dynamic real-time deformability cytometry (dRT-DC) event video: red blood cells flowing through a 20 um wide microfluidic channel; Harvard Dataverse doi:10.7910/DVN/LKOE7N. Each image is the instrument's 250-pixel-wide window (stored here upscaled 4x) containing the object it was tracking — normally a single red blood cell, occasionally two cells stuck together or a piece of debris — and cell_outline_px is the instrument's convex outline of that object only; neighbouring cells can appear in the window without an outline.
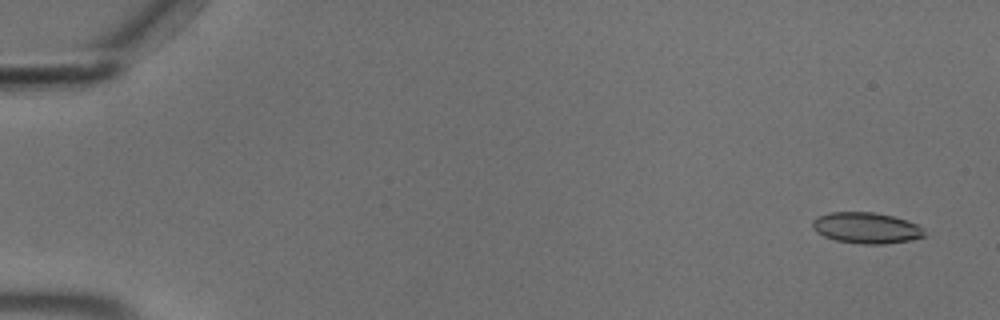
{"species": "common noctule bat (a hibernating species)", "species_latin": "Nyctalus noctula", "temperature_condition": "cold", "stored_images_in_passage": 56, "camera_frame_rate_fps": 3000, "um_per_image_px": 0.085, "animal": {"sex": "male", "body_mass_g": 18.8}, "frame": {"image": 1, "passage_image": 3, "time_ms": 0.667, "image_size_px": [1000, 320], "cell_outline_px": [[928, 236], [912, 240], [884, 244], [864, 244], [836, 240], [824, 236], [816, 232], [812, 228], [812, 220], [828, 212], [872, 212], [892, 216], [916, 224], [924, 228]], "centroid_in_image_um": [73.66, 19.38], "position_along_channel_um": 11.3, "area_um2": 20.29}}
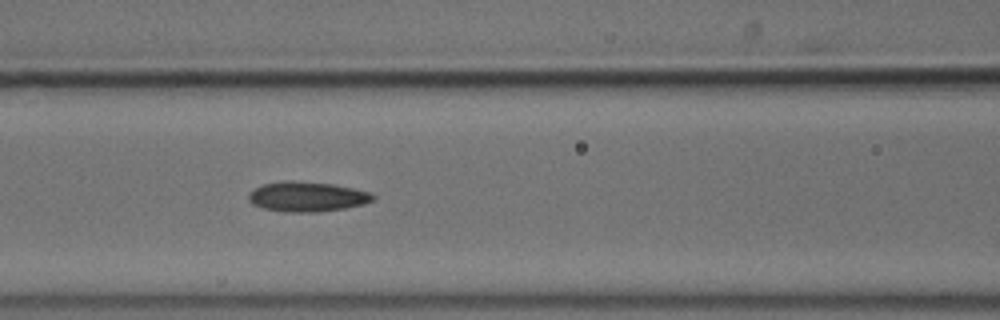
{"frame": {"image": 2, "passage_image": 25, "time_ms": 8.0, "image_size_px": [1000, 320], "cell_outline_px": [[376, 196], [372, 200], [364, 204], [344, 208], [316, 212], [284, 212], [264, 208], [252, 204], [248, 200], [248, 196], [256, 188], [264, 184], [332, 184], [372, 192]], "centroid_in_image_um": [26.17, 16.78], "position_along_channel_um": 140.4, "area_um2": 20.52}}
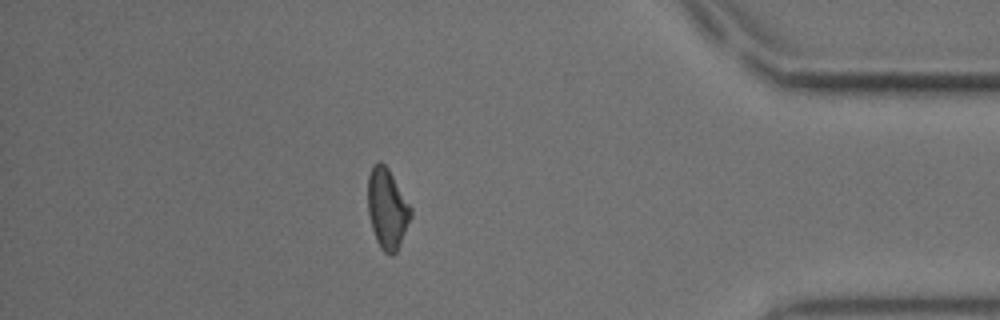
{"frame": {"image": 3, "passage_image": 49, "time_ms": 16.0, "image_size_px": [1000, 320], "cell_outline_px": [[412, 216], [400, 244], [396, 252], [392, 256], [388, 256], [380, 248], [376, 240], [372, 228], [368, 212], [368, 176], [372, 164], [376, 160], [380, 160], [388, 168], [412, 208]], "centroid_in_image_um": [32.91, 17.73], "position_along_channel_um": 402.3, "area_um2": 20.29}, "authors_computed_cell_mechanics": {"area_um2": 20.4612, "velocity_mm_per_s": 3.689, "shape_relaxation_time_tau1_ms": 5.2037, "shape_relaxation_time_tau2_ms": 4.4835, "deformation_change_tau1": 0.1594, "deformation_change_tau2": 0.106}}